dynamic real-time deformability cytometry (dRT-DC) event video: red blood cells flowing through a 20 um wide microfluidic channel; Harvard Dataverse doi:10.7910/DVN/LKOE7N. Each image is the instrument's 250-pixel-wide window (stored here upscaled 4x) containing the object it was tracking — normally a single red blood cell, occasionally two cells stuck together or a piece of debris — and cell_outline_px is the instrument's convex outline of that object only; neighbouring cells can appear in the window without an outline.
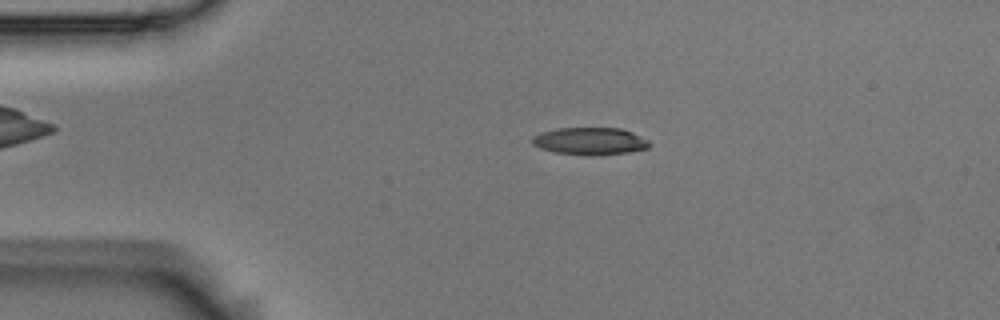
{"species": "Egyptian fruit bat (a non-hibernating species)", "species_latin": "Rousettus aegyptiacus", "temperature_condition": "room temperature", "stored_images_in_passage": 2, "camera_frame_rate_fps": 3000, "um_per_image_px": 0.085, "animal": {"sex": "male"}, "frame": {"image": 1, "passage_image": 1, "time_ms": 0.0, "image_size_px": [1000, 320], "cell_outline_px": [[652, 144], [648, 148], [628, 152], [592, 156], [588, 156], [556, 152], [540, 148], [532, 144], [532, 136], [540, 132], [556, 128], [620, 128], [632, 132], [648, 140]], "centroid_in_image_um": [50.14, 12.0], "position_along_channel_um": 34.9, "area_um2": 18.79}}